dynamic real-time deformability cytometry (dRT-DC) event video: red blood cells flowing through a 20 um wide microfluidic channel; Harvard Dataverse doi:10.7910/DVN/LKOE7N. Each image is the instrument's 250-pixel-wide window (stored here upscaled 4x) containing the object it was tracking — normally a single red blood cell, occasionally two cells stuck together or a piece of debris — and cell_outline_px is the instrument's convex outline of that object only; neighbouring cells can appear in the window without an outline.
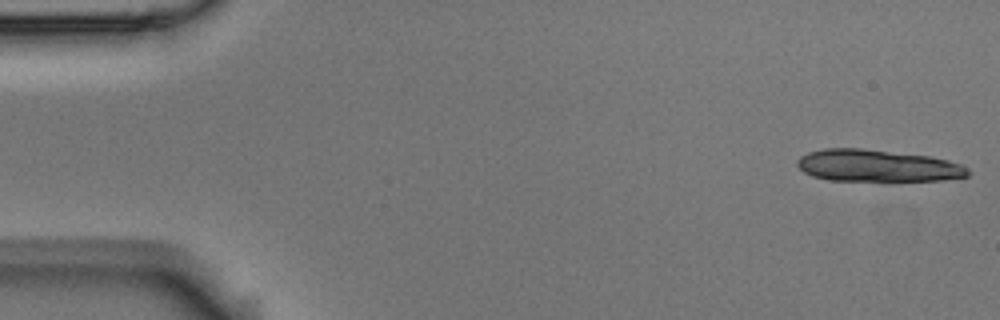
{"species": "Egyptian fruit bat (a non-hibernating species)", "species_latin": "Rousettus aegyptiacus", "temperature_condition": "room temperature", "stored_images_in_passage": 6, "segment_of_instrument_passage": [1, 2], "camera_frame_rate_fps": 3000, "um_per_image_px": 0.085, "animal": {"sex": "male"}, "frame": {"image": 1, "passage_image": 1, "time_ms": 0.0, "image_size_px": [1000, 320], "cell_outline_px": [[972, 172], [968, 176], [944, 180], [828, 180], [812, 176], [804, 172], [796, 164], [796, 160], [800, 156], [808, 152], [824, 148], [860, 148], [928, 156], [948, 160], [960, 164], [968, 168]], "centroid_in_image_um": [74.56, 14.08], "position_along_channel_um": 10.4, "area_um2": 31.73}}